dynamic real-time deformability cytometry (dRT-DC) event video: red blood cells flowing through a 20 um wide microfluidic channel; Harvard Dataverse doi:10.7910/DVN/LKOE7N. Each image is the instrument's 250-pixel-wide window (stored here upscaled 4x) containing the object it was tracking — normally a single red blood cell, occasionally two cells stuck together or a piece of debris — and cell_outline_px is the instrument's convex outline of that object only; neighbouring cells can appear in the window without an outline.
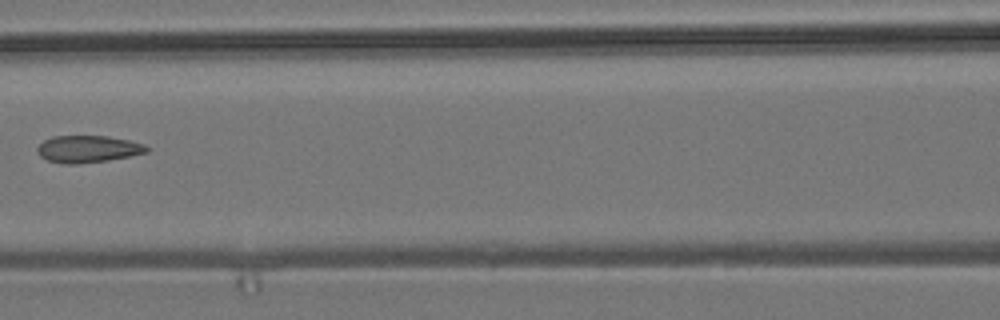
{"species": "common noctule bat (a hibernating species)", "species_latin": "Nyctalus noctula", "temperature_condition": "room temperature", "stored_images_in_passage": 4, "camera_frame_rate_fps": 3000, "um_per_image_px": 0.085, "animal": {"sex": "male", "body_mass_g": 19.2, "forearm_length_mm": 51.8}, "frame": {"image": 1, "passage_image": 4, "time_ms": 3.667, "image_size_px": [1000, 320], "cell_outline_px": [[152, 148], [148, 152], [108, 160], [80, 164], [64, 164], [48, 160], [40, 156], [36, 148], [44, 140], [52, 136], [108, 136], [128, 140], [144, 144]], "centroid_in_image_um": [7.48, 12.66], "position_along_channel_um": 159.1, "area_um2": 17.28}}